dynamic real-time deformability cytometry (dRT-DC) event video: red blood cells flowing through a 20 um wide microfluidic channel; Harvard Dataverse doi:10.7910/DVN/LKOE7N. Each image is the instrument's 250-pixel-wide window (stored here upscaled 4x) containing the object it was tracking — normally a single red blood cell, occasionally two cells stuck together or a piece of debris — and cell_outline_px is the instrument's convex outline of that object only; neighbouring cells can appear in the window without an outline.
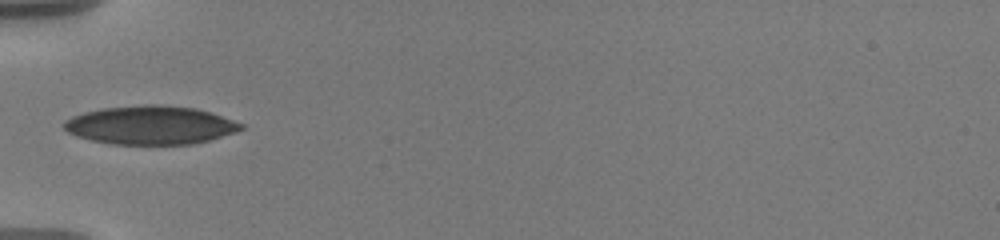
{"species": "human", "species_latin": "Homo sapiens", "temperature_condition": "warm", "stored_images_in_passage": 10, "camera_frame_rate_fps": 3000, "um_per_image_px": 0.085, "donor": {"sex": "male"}, "frame": {"image": 1, "passage_image": 6, "time_ms": 6.0, "image_size_px": [1000, 240], "cell_outline_px": [[244, 128], [236, 132], [208, 140], [192, 144], [112, 144], [92, 140], [76, 136], [68, 132], [64, 128], [64, 120], [72, 116], [84, 112], [100, 108], [144, 104], [160, 104], [196, 108], [244, 124]], "centroid_in_image_um": [12.76, 10.63], "position_along_channel_um": 72.2, "area_um2": 39.71}}
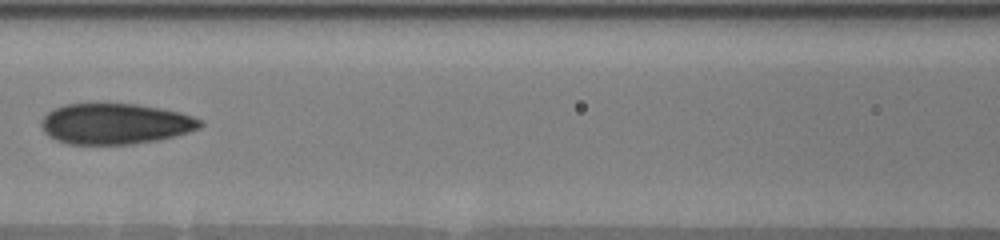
{"frame": {"image": 2, "passage_image": 8, "time_ms": 8.333, "image_size_px": [1000, 240], "cell_outline_px": [[204, 124], [200, 128], [176, 136], [160, 140], [132, 144], [68, 144], [56, 140], [48, 136], [44, 132], [40, 124], [44, 116], [48, 112], [64, 104], [136, 104], [160, 108], [180, 112], [204, 120]], "centroid_in_image_um": [9.83, 10.53], "position_along_channel_um": 156.8, "area_um2": 37.92}}
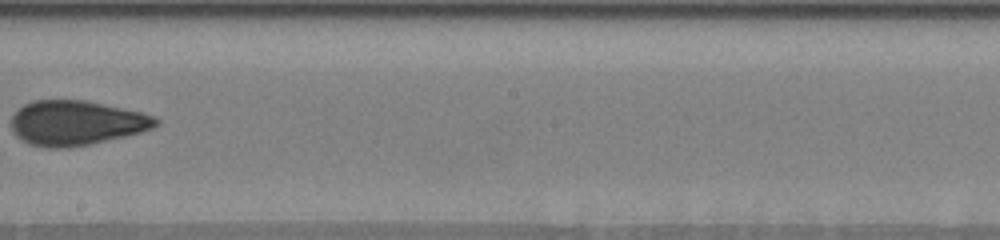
{"frame": {"image": 3, "passage_image": 10, "time_ms": 10.667, "image_size_px": [1000, 240], "cell_outline_px": [[160, 124], [152, 128], [140, 132], [124, 136], [88, 144], [68, 148], [48, 148], [28, 144], [16, 136], [12, 132], [12, 116], [16, 108], [32, 100], [88, 100], [140, 112], [156, 116], [160, 120]], "centroid_in_image_um": [6.45, 10.44], "position_along_channel_um": 241.7, "area_um2": 37.92}}